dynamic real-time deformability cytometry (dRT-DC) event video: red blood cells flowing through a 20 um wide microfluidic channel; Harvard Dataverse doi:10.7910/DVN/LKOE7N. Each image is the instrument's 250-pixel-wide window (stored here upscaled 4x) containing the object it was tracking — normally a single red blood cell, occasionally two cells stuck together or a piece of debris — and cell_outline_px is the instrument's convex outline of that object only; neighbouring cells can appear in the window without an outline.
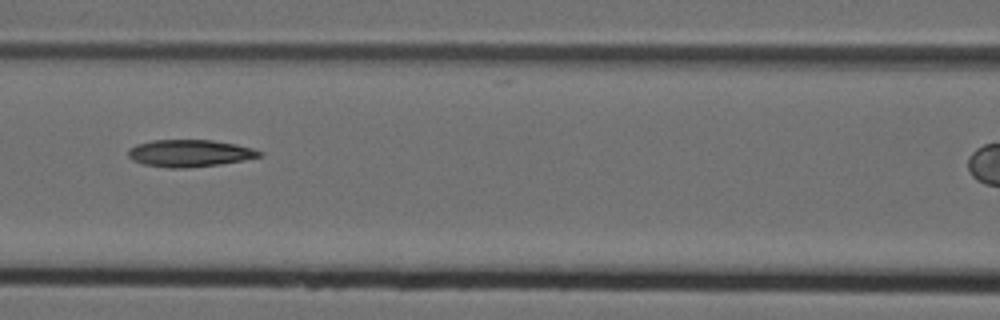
{"species": "Egyptian fruit bat (a non-hibernating species)", "species_latin": "Rousettus aegyptiacus", "temperature_condition": "cold", "stored_images_in_passage": 7, "camera_frame_rate_fps": 3000, "um_per_image_px": 0.085, "animal": {"sex": "female"}, "frame": {"image": 1, "passage_image": 6, "time_ms": 1.667, "image_size_px": [1000, 320], "cell_outline_px": [[264, 156], [244, 160], [220, 164], [184, 168], [168, 168], [144, 164], [132, 160], [128, 156], [128, 148], [136, 144], [152, 140], [212, 140], [236, 144], [252, 148], [264, 152]], "centroid_in_image_um": [16.13, 13.02], "position_along_channel_um": 150.5, "area_um2": 20.87}}